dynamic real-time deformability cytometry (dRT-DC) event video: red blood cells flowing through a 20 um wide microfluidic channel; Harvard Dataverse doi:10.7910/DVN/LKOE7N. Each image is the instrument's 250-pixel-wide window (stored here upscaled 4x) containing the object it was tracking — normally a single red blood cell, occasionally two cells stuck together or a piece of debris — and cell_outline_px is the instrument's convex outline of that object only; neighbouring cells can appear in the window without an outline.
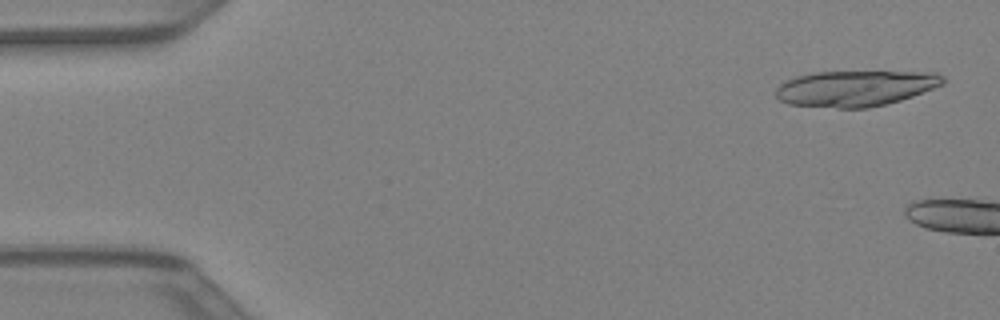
{"species": "Egyptian fruit bat (a non-hibernating species)", "species_latin": "Rousettus aegyptiacus", "temperature_condition": "warm", "stored_images_in_passage": 6, "camera_frame_rate_fps": 3000, "um_per_image_px": 0.085, "animal": {"sex": "female"}, "frame": {"image": 1, "passage_image": 2, "time_ms": 0.333, "image_size_px": [1000, 320], "cell_outline_px": [[944, 84], [912, 96], [900, 100], [868, 108], [836, 108], [788, 104], [780, 100], [776, 96], [776, 88], [780, 84], [796, 76], [812, 72], [936, 72], [944, 76]], "centroid_in_image_um": [72.7, 7.51], "position_along_channel_um": 12.3, "area_um2": 34.74}}